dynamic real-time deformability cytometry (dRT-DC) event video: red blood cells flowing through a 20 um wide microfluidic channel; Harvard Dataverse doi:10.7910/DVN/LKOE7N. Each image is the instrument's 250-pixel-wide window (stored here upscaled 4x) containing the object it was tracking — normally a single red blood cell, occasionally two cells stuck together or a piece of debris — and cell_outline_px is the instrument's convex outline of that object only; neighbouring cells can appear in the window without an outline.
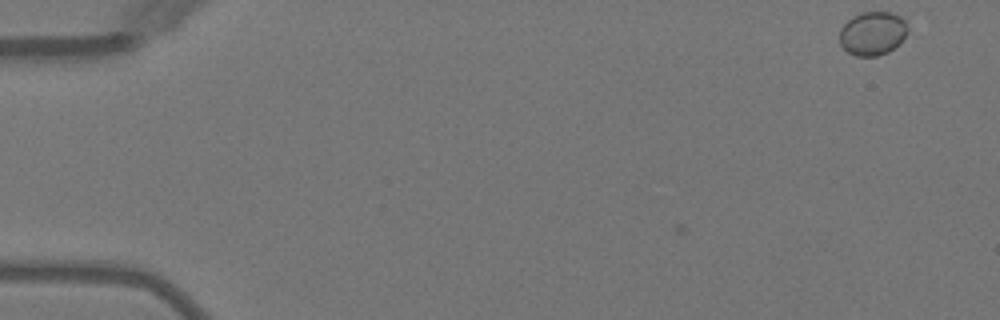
{"species": "Egyptian fruit bat (a non-hibernating species)", "species_latin": "Rousettus aegyptiacus", "temperature_condition": "warm", "stored_images_in_passage": 3, "camera_frame_rate_fps": 3000, "um_per_image_px": 0.085, "animal": {"sex": "female"}, "frame": {"image": 1, "passage_image": 1, "time_ms": 0.0, "image_size_px": [1000, 320], "cell_outline_px": [[908, 32], [888, 52], [876, 56], [856, 56], [848, 52], [840, 44], [840, 28], [852, 16], [864, 12], [888, 12], [900, 16], [904, 20], [908, 28]], "centroid_in_image_um": [74.14, 2.83], "position_along_channel_um": 10.9, "area_um2": 17.11}}